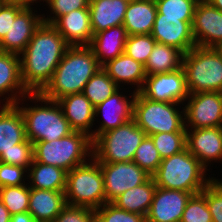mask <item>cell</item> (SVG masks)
I'll list each match as a JSON object with an SVG mask.
<instances>
[{
  "instance_id": "cell-1",
  "label": "cell",
  "mask_w": 222,
  "mask_h": 222,
  "mask_svg": "<svg viewBox=\"0 0 222 222\" xmlns=\"http://www.w3.org/2000/svg\"><path fill=\"white\" fill-rule=\"evenodd\" d=\"M70 45L52 25L42 22L25 50L19 55L21 78L30 93H40Z\"/></svg>"
},
{
  "instance_id": "cell-2",
  "label": "cell",
  "mask_w": 222,
  "mask_h": 222,
  "mask_svg": "<svg viewBox=\"0 0 222 222\" xmlns=\"http://www.w3.org/2000/svg\"><path fill=\"white\" fill-rule=\"evenodd\" d=\"M101 68L89 46H70L40 94L58 101L64 96L82 93L89 79Z\"/></svg>"
},
{
  "instance_id": "cell-3",
  "label": "cell",
  "mask_w": 222,
  "mask_h": 222,
  "mask_svg": "<svg viewBox=\"0 0 222 222\" xmlns=\"http://www.w3.org/2000/svg\"><path fill=\"white\" fill-rule=\"evenodd\" d=\"M27 100L33 101L34 104L39 102V104L37 103L32 107L29 104L27 106L23 105L25 104L24 101ZM15 105L23 115L26 137L32 144L40 141L58 140L74 131L56 100L48 99L40 93H29ZM19 105H22V107Z\"/></svg>"
},
{
  "instance_id": "cell-4",
  "label": "cell",
  "mask_w": 222,
  "mask_h": 222,
  "mask_svg": "<svg viewBox=\"0 0 222 222\" xmlns=\"http://www.w3.org/2000/svg\"><path fill=\"white\" fill-rule=\"evenodd\" d=\"M208 170L186 148L178 154L162 159L152 178L157 187L195 195L215 178L206 174ZM207 175L209 177L206 178Z\"/></svg>"
},
{
  "instance_id": "cell-5",
  "label": "cell",
  "mask_w": 222,
  "mask_h": 222,
  "mask_svg": "<svg viewBox=\"0 0 222 222\" xmlns=\"http://www.w3.org/2000/svg\"><path fill=\"white\" fill-rule=\"evenodd\" d=\"M33 156L36 162L60 167L69 172L91 160L93 157V142L88 134L73 131L58 140L34 143Z\"/></svg>"
},
{
  "instance_id": "cell-6",
  "label": "cell",
  "mask_w": 222,
  "mask_h": 222,
  "mask_svg": "<svg viewBox=\"0 0 222 222\" xmlns=\"http://www.w3.org/2000/svg\"><path fill=\"white\" fill-rule=\"evenodd\" d=\"M189 94L222 92V59L214 47L195 46L183 54Z\"/></svg>"
},
{
  "instance_id": "cell-7",
  "label": "cell",
  "mask_w": 222,
  "mask_h": 222,
  "mask_svg": "<svg viewBox=\"0 0 222 222\" xmlns=\"http://www.w3.org/2000/svg\"><path fill=\"white\" fill-rule=\"evenodd\" d=\"M65 199L67 205L94 210L106 203L103 175L94 157L67 172Z\"/></svg>"
},
{
  "instance_id": "cell-8",
  "label": "cell",
  "mask_w": 222,
  "mask_h": 222,
  "mask_svg": "<svg viewBox=\"0 0 222 222\" xmlns=\"http://www.w3.org/2000/svg\"><path fill=\"white\" fill-rule=\"evenodd\" d=\"M180 104L153 101L136 92L133 120L147 136L163 132H186L184 108L180 111Z\"/></svg>"
},
{
  "instance_id": "cell-9",
  "label": "cell",
  "mask_w": 222,
  "mask_h": 222,
  "mask_svg": "<svg viewBox=\"0 0 222 222\" xmlns=\"http://www.w3.org/2000/svg\"><path fill=\"white\" fill-rule=\"evenodd\" d=\"M146 133L131 121L101 134L93 142V157L99 163L132 162Z\"/></svg>"
},
{
  "instance_id": "cell-10",
  "label": "cell",
  "mask_w": 222,
  "mask_h": 222,
  "mask_svg": "<svg viewBox=\"0 0 222 222\" xmlns=\"http://www.w3.org/2000/svg\"><path fill=\"white\" fill-rule=\"evenodd\" d=\"M186 102L183 104L185 129L222 126V92L189 94Z\"/></svg>"
},
{
  "instance_id": "cell-11",
  "label": "cell",
  "mask_w": 222,
  "mask_h": 222,
  "mask_svg": "<svg viewBox=\"0 0 222 222\" xmlns=\"http://www.w3.org/2000/svg\"><path fill=\"white\" fill-rule=\"evenodd\" d=\"M104 179L106 203H112L127 190L145 183L151 175L136 163H99Z\"/></svg>"
},
{
  "instance_id": "cell-12",
  "label": "cell",
  "mask_w": 222,
  "mask_h": 222,
  "mask_svg": "<svg viewBox=\"0 0 222 222\" xmlns=\"http://www.w3.org/2000/svg\"><path fill=\"white\" fill-rule=\"evenodd\" d=\"M144 97L160 102L183 103L189 96L183 67L168 73L146 76L139 91Z\"/></svg>"
},
{
  "instance_id": "cell-13",
  "label": "cell",
  "mask_w": 222,
  "mask_h": 222,
  "mask_svg": "<svg viewBox=\"0 0 222 222\" xmlns=\"http://www.w3.org/2000/svg\"><path fill=\"white\" fill-rule=\"evenodd\" d=\"M119 88L108 99L98 104L95 107V117L101 118L99 128L91 130V139L94 142L101 134L116 129L119 126L131 121L133 119V103L136 96V92L133 90L129 93V97L125 96L123 92H120Z\"/></svg>"
},
{
  "instance_id": "cell-14",
  "label": "cell",
  "mask_w": 222,
  "mask_h": 222,
  "mask_svg": "<svg viewBox=\"0 0 222 222\" xmlns=\"http://www.w3.org/2000/svg\"><path fill=\"white\" fill-rule=\"evenodd\" d=\"M192 34L196 46L215 47L222 42V11L206 0L195 7Z\"/></svg>"
},
{
  "instance_id": "cell-15",
  "label": "cell",
  "mask_w": 222,
  "mask_h": 222,
  "mask_svg": "<svg viewBox=\"0 0 222 222\" xmlns=\"http://www.w3.org/2000/svg\"><path fill=\"white\" fill-rule=\"evenodd\" d=\"M151 36L156 42L172 46L183 54L196 46L192 34V22L182 21V18L164 17L157 13Z\"/></svg>"
},
{
  "instance_id": "cell-16",
  "label": "cell",
  "mask_w": 222,
  "mask_h": 222,
  "mask_svg": "<svg viewBox=\"0 0 222 222\" xmlns=\"http://www.w3.org/2000/svg\"><path fill=\"white\" fill-rule=\"evenodd\" d=\"M186 145L188 151L207 169L211 161L222 160V126L186 129Z\"/></svg>"
},
{
  "instance_id": "cell-17",
  "label": "cell",
  "mask_w": 222,
  "mask_h": 222,
  "mask_svg": "<svg viewBox=\"0 0 222 222\" xmlns=\"http://www.w3.org/2000/svg\"><path fill=\"white\" fill-rule=\"evenodd\" d=\"M192 195L190 192L156 187L146 222H180Z\"/></svg>"
},
{
  "instance_id": "cell-18",
  "label": "cell",
  "mask_w": 222,
  "mask_h": 222,
  "mask_svg": "<svg viewBox=\"0 0 222 222\" xmlns=\"http://www.w3.org/2000/svg\"><path fill=\"white\" fill-rule=\"evenodd\" d=\"M35 12L37 9L22 8L17 13L8 33L0 41V51L20 55L25 50L35 30L43 22L42 14Z\"/></svg>"
},
{
  "instance_id": "cell-19",
  "label": "cell",
  "mask_w": 222,
  "mask_h": 222,
  "mask_svg": "<svg viewBox=\"0 0 222 222\" xmlns=\"http://www.w3.org/2000/svg\"><path fill=\"white\" fill-rule=\"evenodd\" d=\"M29 93L21 78L20 56L0 51V99L4 97L0 103L4 101V105H15Z\"/></svg>"
},
{
  "instance_id": "cell-20",
  "label": "cell",
  "mask_w": 222,
  "mask_h": 222,
  "mask_svg": "<svg viewBox=\"0 0 222 222\" xmlns=\"http://www.w3.org/2000/svg\"><path fill=\"white\" fill-rule=\"evenodd\" d=\"M52 25L70 46H89L93 38L89 8L58 17Z\"/></svg>"
},
{
  "instance_id": "cell-21",
  "label": "cell",
  "mask_w": 222,
  "mask_h": 222,
  "mask_svg": "<svg viewBox=\"0 0 222 222\" xmlns=\"http://www.w3.org/2000/svg\"><path fill=\"white\" fill-rule=\"evenodd\" d=\"M65 118L74 131H80L91 136L95 125V107L83 93L70 94L58 100Z\"/></svg>"
},
{
  "instance_id": "cell-22",
  "label": "cell",
  "mask_w": 222,
  "mask_h": 222,
  "mask_svg": "<svg viewBox=\"0 0 222 222\" xmlns=\"http://www.w3.org/2000/svg\"><path fill=\"white\" fill-rule=\"evenodd\" d=\"M0 155L17 148L26 137L25 122L16 105L0 106Z\"/></svg>"
},
{
  "instance_id": "cell-23",
  "label": "cell",
  "mask_w": 222,
  "mask_h": 222,
  "mask_svg": "<svg viewBox=\"0 0 222 222\" xmlns=\"http://www.w3.org/2000/svg\"><path fill=\"white\" fill-rule=\"evenodd\" d=\"M127 0H90L89 11L93 34L123 25Z\"/></svg>"
},
{
  "instance_id": "cell-24",
  "label": "cell",
  "mask_w": 222,
  "mask_h": 222,
  "mask_svg": "<svg viewBox=\"0 0 222 222\" xmlns=\"http://www.w3.org/2000/svg\"><path fill=\"white\" fill-rule=\"evenodd\" d=\"M66 205L65 191L30 188L28 212L35 222H53Z\"/></svg>"
},
{
  "instance_id": "cell-25",
  "label": "cell",
  "mask_w": 222,
  "mask_h": 222,
  "mask_svg": "<svg viewBox=\"0 0 222 222\" xmlns=\"http://www.w3.org/2000/svg\"><path fill=\"white\" fill-rule=\"evenodd\" d=\"M127 36L123 25L110 27L93 35L89 47L101 66L124 53Z\"/></svg>"
},
{
  "instance_id": "cell-26",
  "label": "cell",
  "mask_w": 222,
  "mask_h": 222,
  "mask_svg": "<svg viewBox=\"0 0 222 222\" xmlns=\"http://www.w3.org/2000/svg\"><path fill=\"white\" fill-rule=\"evenodd\" d=\"M108 76L120 87L122 84H132L135 92H139L146 78L144 65L135 61L126 53H122L102 66Z\"/></svg>"
},
{
  "instance_id": "cell-27",
  "label": "cell",
  "mask_w": 222,
  "mask_h": 222,
  "mask_svg": "<svg viewBox=\"0 0 222 222\" xmlns=\"http://www.w3.org/2000/svg\"><path fill=\"white\" fill-rule=\"evenodd\" d=\"M156 14L155 0L129 2L123 21L127 35L151 34Z\"/></svg>"
},
{
  "instance_id": "cell-28",
  "label": "cell",
  "mask_w": 222,
  "mask_h": 222,
  "mask_svg": "<svg viewBox=\"0 0 222 222\" xmlns=\"http://www.w3.org/2000/svg\"><path fill=\"white\" fill-rule=\"evenodd\" d=\"M29 188L65 191L67 171L60 167L36 162L33 159L27 172Z\"/></svg>"
},
{
  "instance_id": "cell-29",
  "label": "cell",
  "mask_w": 222,
  "mask_h": 222,
  "mask_svg": "<svg viewBox=\"0 0 222 222\" xmlns=\"http://www.w3.org/2000/svg\"><path fill=\"white\" fill-rule=\"evenodd\" d=\"M156 187L157 186L151 176L145 183L122 193L112 202V204L119 209L146 217L150 205L152 204Z\"/></svg>"
},
{
  "instance_id": "cell-30",
  "label": "cell",
  "mask_w": 222,
  "mask_h": 222,
  "mask_svg": "<svg viewBox=\"0 0 222 222\" xmlns=\"http://www.w3.org/2000/svg\"><path fill=\"white\" fill-rule=\"evenodd\" d=\"M183 53L175 47L156 42L144 69L146 76L168 73L182 67Z\"/></svg>"
},
{
  "instance_id": "cell-31",
  "label": "cell",
  "mask_w": 222,
  "mask_h": 222,
  "mask_svg": "<svg viewBox=\"0 0 222 222\" xmlns=\"http://www.w3.org/2000/svg\"><path fill=\"white\" fill-rule=\"evenodd\" d=\"M119 87L101 68L86 83L82 93L96 107L98 104L108 99Z\"/></svg>"
},
{
  "instance_id": "cell-32",
  "label": "cell",
  "mask_w": 222,
  "mask_h": 222,
  "mask_svg": "<svg viewBox=\"0 0 222 222\" xmlns=\"http://www.w3.org/2000/svg\"><path fill=\"white\" fill-rule=\"evenodd\" d=\"M29 184L0 188V201L11 215L25 213L29 209Z\"/></svg>"
},
{
  "instance_id": "cell-33",
  "label": "cell",
  "mask_w": 222,
  "mask_h": 222,
  "mask_svg": "<svg viewBox=\"0 0 222 222\" xmlns=\"http://www.w3.org/2000/svg\"><path fill=\"white\" fill-rule=\"evenodd\" d=\"M162 159L178 154L187 148L186 132H163L149 136Z\"/></svg>"
},
{
  "instance_id": "cell-34",
  "label": "cell",
  "mask_w": 222,
  "mask_h": 222,
  "mask_svg": "<svg viewBox=\"0 0 222 222\" xmlns=\"http://www.w3.org/2000/svg\"><path fill=\"white\" fill-rule=\"evenodd\" d=\"M199 0H155L157 13L164 17L182 18L193 22L194 11Z\"/></svg>"
},
{
  "instance_id": "cell-35",
  "label": "cell",
  "mask_w": 222,
  "mask_h": 222,
  "mask_svg": "<svg viewBox=\"0 0 222 222\" xmlns=\"http://www.w3.org/2000/svg\"><path fill=\"white\" fill-rule=\"evenodd\" d=\"M155 44L151 34L128 35L124 53L145 66Z\"/></svg>"
},
{
  "instance_id": "cell-36",
  "label": "cell",
  "mask_w": 222,
  "mask_h": 222,
  "mask_svg": "<svg viewBox=\"0 0 222 222\" xmlns=\"http://www.w3.org/2000/svg\"><path fill=\"white\" fill-rule=\"evenodd\" d=\"M161 161L162 158L152 139L146 136L136 149L133 162L152 176L157 171Z\"/></svg>"
},
{
  "instance_id": "cell-37",
  "label": "cell",
  "mask_w": 222,
  "mask_h": 222,
  "mask_svg": "<svg viewBox=\"0 0 222 222\" xmlns=\"http://www.w3.org/2000/svg\"><path fill=\"white\" fill-rule=\"evenodd\" d=\"M180 222H213L206 198L201 193L190 197Z\"/></svg>"
},
{
  "instance_id": "cell-38",
  "label": "cell",
  "mask_w": 222,
  "mask_h": 222,
  "mask_svg": "<svg viewBox=\"0 0 222 222\" xmlns=\"http://www.w3.org/2000/svg\"><path fill=\"white\" fill-rule=\"evenodd\" d=\"M96 222H146L145 217L117 208L112 203H105L95 210Z\"/></svg>"
},
{
  "instance_id": "cell-39",
  "label": "cell",
  "mask_w": 222,
  "mask_h": 222,
  "mask_svg": "<svg viewBox=\"0 0 222 222\" xmlns=\"http://www.w3.org/2000/svg\"><path fill=\"white\" fill-rule=\"evenodd\" d=\"M213 222H222V180L214 178L201 192Z\"/></svg>"
},
{
  "instance_id": "cell-40",
  "label": "cell",
  "mask_w": 222,
  "mask_h": 222,
  "mask_svg": "<svg viewBox=\"0 0 222 222\" xmlns=\"http://www.w3.org/2000/svg\"><path fill=\"white\" fill-rule=\"evenodd\" d=\"M33 159V144L28 139L22 143H18L17 148L8 152H3L0 155V162L11 165H19L27 170L32 164Z\"/></svg>"
},
{
  "instance_id": "cell-41",
  "label": "cell",
  "mask_w": 222,
  "mask_h": 222,
  "mask_svg": "<svg viewBox=\"0 0 222 222\" xmlns=\"http://www.w3.org/2000/svg\"><path fill=\"white\" fill-rule=\"evenodd\" d=\"M90 0H45L49 5L50 14L46 15L42 14V21L47 24H52L58 17L62 15H66L71 11L76 9H84L89 8Z\"/></svg>"
},
{
  "instance_id": "cell-42",
  "label": "cell",
  "mask_w": 222,
  "mask_h": 222,
  "mask_svg": "<svg viewBox=\"0 0 222 222\" xmlns=\"http://www.w3.org/2000/svg\"><path fill=\"white\" fill-rule=\"evenodd\" d=\"M53 222H96V212L88 207L66 205Z\"/></svg>"
},
{
  "instance_id": "cell-43",
  "label": "cell",
  "mask_w": 222,
  "mask_h": 222,
  "mask_svg": "<svg viewBox=\"0 0 222 222\" xmlns=\"http://www.w3.org/2000/svg\"><path fill=\"white\" fill-rule=\"evenodd\" d=\"M25 172L28 170L22 166L0 162V188L27 184Z\"/></svg>"
},
{
  "instance_id": "cell-44",
  "label": "cell",
  "mask_w": 222,
  "mask_h": 222,
  "mask_svg": "<svg viewBox=\"0 0 222 222\" xmlns=\"http://www.w3.org/2000/svg\"><path fill=\"white\" fill-rule=\"evenodd\" d=\"M22 9L20 6L3 4L0 7V41L8 33L17 13Z\"/></svg>"
},
{
  "instance_id": "cell-45",
  "label": "cell",
  "mask_w": 222,
  "mask_h": 222,
  "mask_svg": "<svg viewBox=\"0 0 222 222\" xmlns=\"http://www.w3.org/2000/svg\"><path fill=\"white\" fill-rule=\"evenodd\" d=\"M40 1L42 2V0H3L5 4L16 5L22 8H33L32 5L34 2L37 4Z\"/></svg>"
},
{
  "instance_id": "cell-46",
  "label": "cell",
  "mask_w": 222,
  "mask_h": 222,
  "mask_svg": "<svg viewBox=\"0 0 222 222\" xmlns=\"http://www.w3.org/2000/svg\"><path fill=\"white\" fill-rule=\"evenodd\" d=\"M10 222H35V220L29 212H25L11 215Z\"/></svg>"
},
{
  "instance_id": "cell-47",
  "label": "cell",
  "mask_w": 222,
  "mask_h": 222,
  "mask_svg": "<svg viewBox=\"0 0 222 222\" xmlns=\"http://www.w3.org/2000/svg\"><path fill=\"white\" fill-rule=\"evenodd\" d=\"M11 214L4 206V204L0 201V222H10Z\"/></svg>"
},
{
  "instance_id": "cell-48",
  "label": "cell",
  "mask_w": 222,
  "mask_h": 222,
  "mask_svg": "<svg viewBox=\"0 0 222 222\" xmlns=\"http://www.w3.org/2000/svg\"><path fill=\"white\" fill-rule=\"evenodd\" d=\"M216 9L222 11V0H206Z\"/></svg>"
},
{
  "instance_id": "cell-49",
  "label": "cell",
  "mask_w": 222,
  "mask_h": 222,
  "mask_svg": "<svg viewBox=\"0 0 222 222\" xmlns=\"http://www.w3.org/2000/svg\"><path fill=\"white\" fill-rule=\"evenodd\" d=\"M222 59V42L214 47Z\"/></svg>"
},
{
  "instance_id": "cell-50",
  "label": "cell",
  "mask_w": 222,
  "mask_h": 222,
  "mask_svg": "<svg viewBox=\"0 0 222 222\" xmlns=\"http://www.w3.org/2000/svg\"><path fill=\"white\" fill-rule=\"evenodd\" d=\"M4 4L3 0H0V7Z\"/></svg>"
}]
</instances>
